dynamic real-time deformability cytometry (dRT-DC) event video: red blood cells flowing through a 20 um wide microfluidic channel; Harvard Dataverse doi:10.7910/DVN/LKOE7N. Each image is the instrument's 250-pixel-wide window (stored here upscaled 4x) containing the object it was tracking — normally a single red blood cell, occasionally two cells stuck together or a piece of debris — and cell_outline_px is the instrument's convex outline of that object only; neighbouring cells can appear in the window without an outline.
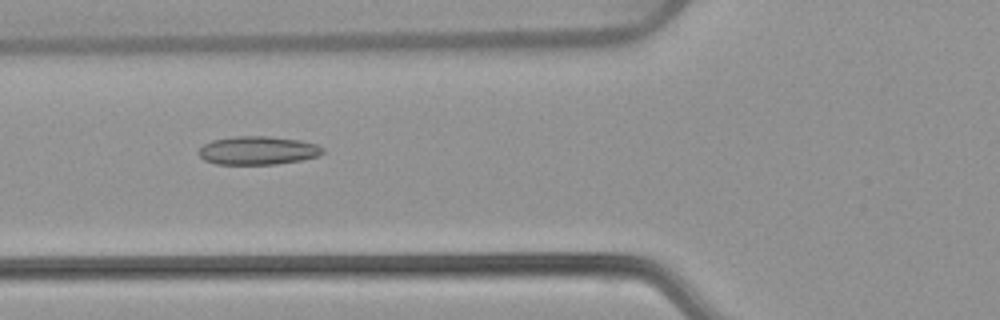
{"species": "common noctule bat (a hibernating species)", "species_latin": "Nyctalus noctula", "temperature_condition": "warm", "stored_images_in_passage": 53, "camera_frame_rate_fps": 3000, "um_per_image_px": 0.085, "animal": {"sex": "female", "body_mass_g": 22.7, "forearm_length_mm": 54.2}, "frame": {"image": 1, "passage_image": 20, "time_ms": 6.333, "image_size_px": [1000, 320], "cell_outline_px": [[324, 152], [316, 156], [300, 160], [276, 164], [216, 164], [204, 160], [196, 152], [204, 144], [212, 140], [236, 136], [268, 136], [300, 140], [316, 144], [324, 148]], "centroid_in_image_um": [21.89, 12.78], "position_along_channel_um": 103.9, "area_um2": 20.52}}
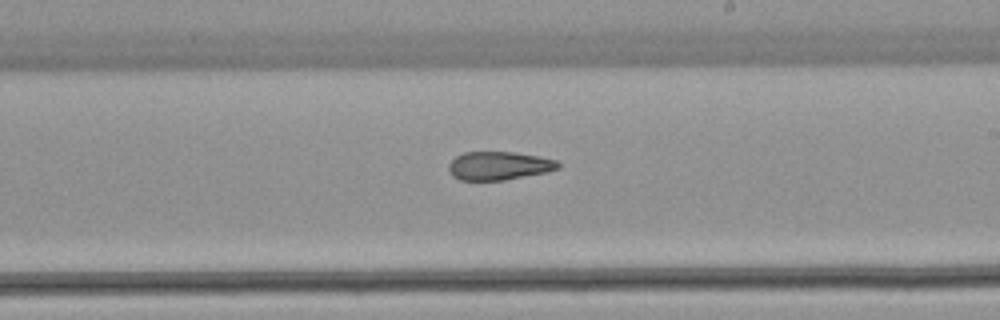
{"frame": {"image": 2, "passage_image": 31, "time_ms": 10.0, "image_size_px": [1000, 320], "cell_outline_px": [[560, 168], [548, 172], [504, 180], [460, 180], [452, 176], [448, 168], [448, 164], [456, 156], [464, 152], [512, 152], [536, 156], [556, 160], [560, 164]], "centroid_in_image_um": [42.4, 14.09], "position_along_channel_um": 246.6, "area_um2": 18.09}}
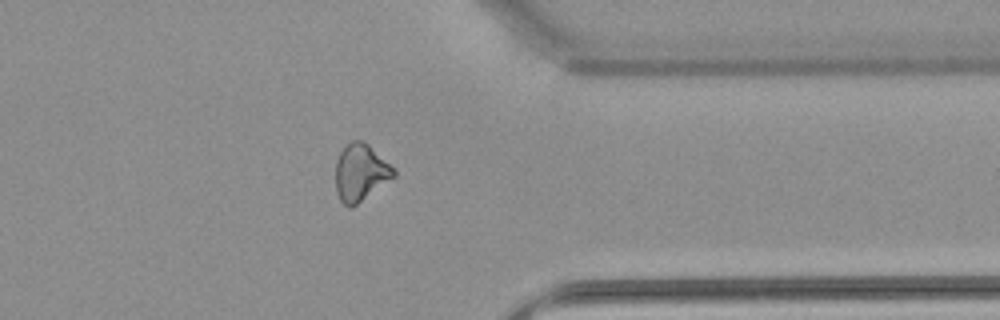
{"frame": {"image": 3, "passage_image": 42, "time_ms": 13.667, "image_size_px": [1000, 320], "cell_outline_px": [[396, 176], [352, 208], [348, 208], [340, 200], [336, 192], [336, 160], [340, 152], [352, 140], [360, 140], [368, 144], [396, 168]], "centroid_in_image_um": [30.67, 14.68], "position_along_channel_um": 380.7, "area_um2": 19.48}, "authors_computed_cell_mechanics": {"area_um2": 20.519, "velocity_mm_per_s": 3.8917, "shape_relaxation_time_tau1_ms": null, "shape_relaxation_time_tau2_ms": 4.8364, "deformation_change_tau1": null, "deformation_change_tau2": 0.1355}}